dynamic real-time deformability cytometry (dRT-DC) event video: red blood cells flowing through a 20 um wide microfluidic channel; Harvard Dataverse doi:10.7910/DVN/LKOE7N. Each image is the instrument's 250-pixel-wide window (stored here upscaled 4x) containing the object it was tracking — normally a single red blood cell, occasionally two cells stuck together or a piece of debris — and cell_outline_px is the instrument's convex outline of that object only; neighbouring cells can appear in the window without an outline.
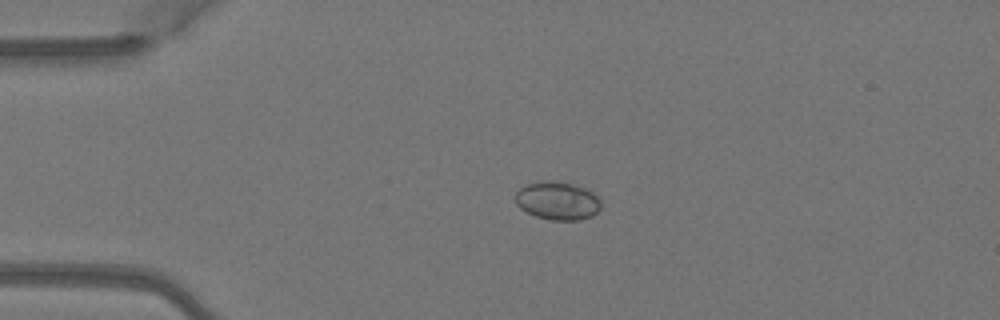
{"species": "Egyptian fruit bat (a non-hibernating species)", "species_latin": "Rousettus aegyptiacus", "temperature_condition": "warm", "stored_images_in_passage": 4, "camera_frame_rate_fps": 3000, "um_per_image_px": 0.085, "animal": {"sex": "female"}, "frame": {"image": 1, "passage_image": 3, "time_ms": 0.667, "image_size_px": [1000, 320], "cell_outline_px": [[600, 208], [592, 216], [580, 220], [552, 220], [536, 216], [520, 208], [512, 200], [512, 196], [520, 188], [528, 184], [540, 180], [548, 180], [572, 184], [584, 188], [592, 192], [600, 200]], "centroid_in_image_um": [47.33, 17.06], "position_along_channel_um": 37.7, "area_um2": 19.13}}